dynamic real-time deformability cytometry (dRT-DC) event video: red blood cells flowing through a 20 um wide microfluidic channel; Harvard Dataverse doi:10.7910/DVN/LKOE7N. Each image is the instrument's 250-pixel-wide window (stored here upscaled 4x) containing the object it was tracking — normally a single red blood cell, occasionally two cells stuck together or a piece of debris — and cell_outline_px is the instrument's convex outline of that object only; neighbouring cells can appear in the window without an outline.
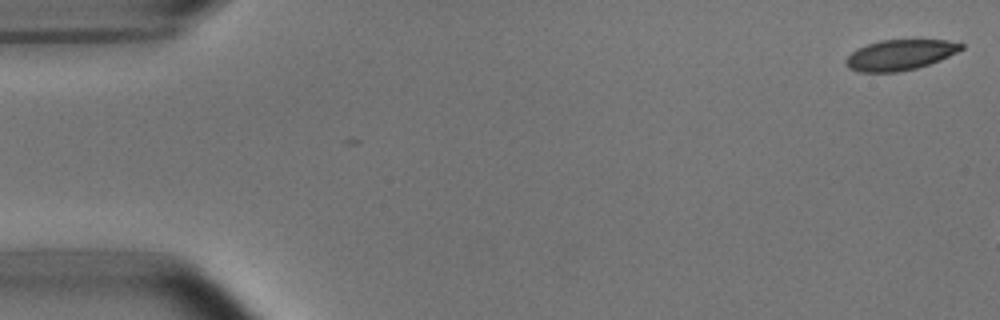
{"species": "common noctule bat (a hibernating species)", "species_latin": "Nyctalus noctula", "temperature_condition": "room temperature", "stored_images_in_passage": 2, "camera_frame_rate_fps": 3000, "um_per_image_px": 0.085, "animal": {"sex": "male", "body_mass_g": 15.6}, "frame": {"image": 1, "passage_image": 2, "time_ms": 0.333, "image_size_px": [1000, 320], "cell_outline_px": [[964, 48], [940, 60], [916, 68], [896, 72], [860, 72], [848, 68], [844, 60], [856, 48], [880, 40], [944, 40], [964, 44]], "centroid_in_image_um": [76.46, 4.67], "position_along_channel_um": 8.5, "area_um2": 20.35}}